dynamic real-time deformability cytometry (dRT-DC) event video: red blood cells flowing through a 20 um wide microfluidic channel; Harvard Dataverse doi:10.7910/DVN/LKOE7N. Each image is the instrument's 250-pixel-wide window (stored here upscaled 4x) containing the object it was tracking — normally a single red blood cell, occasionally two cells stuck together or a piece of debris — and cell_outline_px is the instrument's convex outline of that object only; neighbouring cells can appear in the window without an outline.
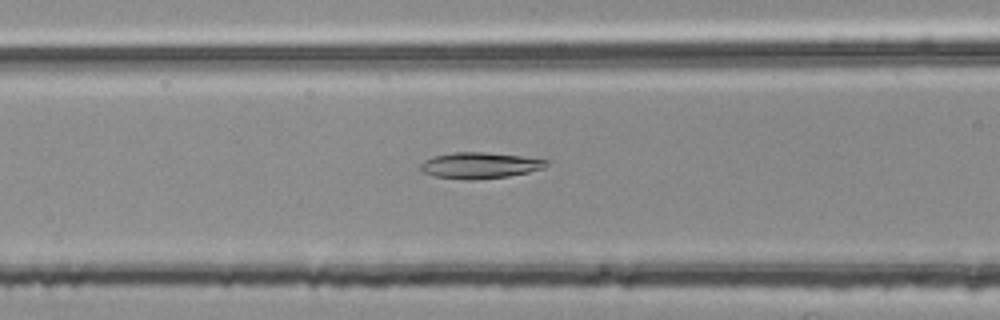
{"species": "common noctule bat (a hibernating species)", "species_latin": "Nyctalus noctula", "temperature_condition": "room temperature", "stored_images_in_passage": 33, "camera_frame_rate_fps": 3000, "um_per_image_px": 0.085, "animal": {"sex": "female", "body_mass_g": 25.1}, "frame": {"image": 1, "passage_image": 5, "time_ms": 1.333, "image_size_px": [1000, 320], "cell_outline_px": [[548, 164], [544, 168], [528, 172], [508, 176], [472, 180], [468, 180], [432, 176], [424, 172], [420, 168], [420, 164], [424, 160], [432, 156], [456, 152], [484, 152], [520, 156], [548, 160]], "centroid_in_image_um": [40.75, 14.06], "position_along_channel_um": 125.8, "area_um2": 19.07}}
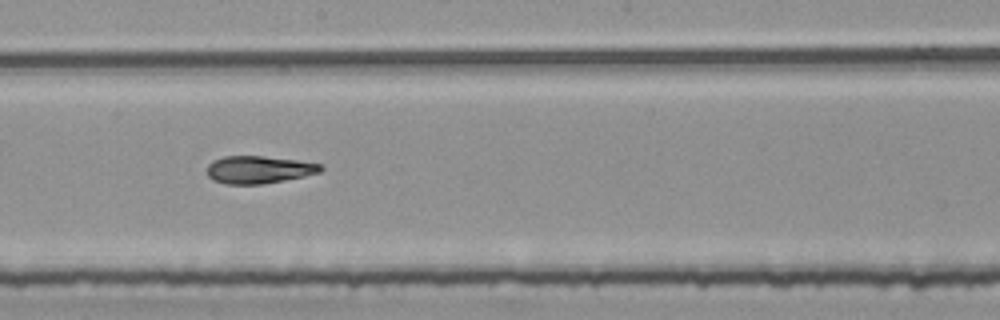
{"frame": {"image": 2, "passage_image": 13, "time_ms": 4.0, "image_size_px": [1000, 320], "cell_outline_px": [[324, 168], [320, 172], [304, 176], [264, 184], [224, 184], [212, 180], [208, 176], [208, 164], [212, 160], [224, 156], [264, 156], [296, 160], [320, 164]], "centroid_in_image_um": [21.97, 14.42], "position_along_channel_um": 226.2, "area_um2": 18.26}}
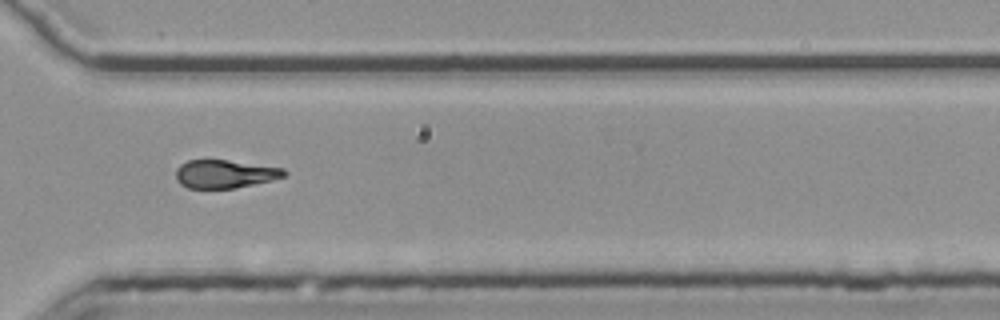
{"frame": {"image": 3, "passage_image": 23, "time_ms": 7.333, "image_size_px": [1000, 320], "cell_outline_px": [[288, 172], [284, 176], [272, 180], [236, 188], [188, 188], [180, 184], [176, 180], [176, 168], [180, 164], [188, 160], [228, 160], [284, 168]], "centroid_in_image_um": [19.1, 14.78], "position_along_channel_um": 351.5, "area_um2": 17.86}}